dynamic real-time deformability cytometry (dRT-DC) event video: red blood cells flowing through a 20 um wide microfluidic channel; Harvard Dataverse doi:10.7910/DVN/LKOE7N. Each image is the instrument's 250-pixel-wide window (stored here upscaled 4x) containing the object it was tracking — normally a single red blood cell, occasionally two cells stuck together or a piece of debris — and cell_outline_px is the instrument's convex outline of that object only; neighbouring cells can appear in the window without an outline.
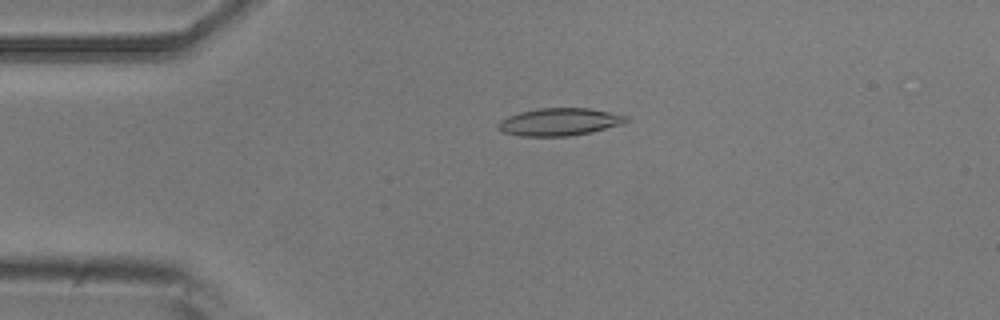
{"species": "common noctule bat (a hibernating species)", "species_latin": "Nyctalus noctula", "temperature_condition": "room temperature", "stored_images_in_passage": 51, "camera_frame_rate_fps": 3000, "um_per_image_px": 0.085, "animal": {"sex": "male", "body_mass_g": 20.5, "forearm_length_mm": 52.5}, "frame": {"image": 1, "passage_image": 11, "time_ms": 3.333, "image_size_px": [1000, 320], "cell_outline_px": [[628, 120], [624, 124], [592, 132], [568, 136], [520, 136], [504, 132], [496, 124], [500, 120], [508, 116], [520, 112], [540, 108], [588, 108], [628, 116]], "centroid_in_image_um": [47.57, 10.36], "position_along_channel_um": 37.4, "area_um2": 20.46}}
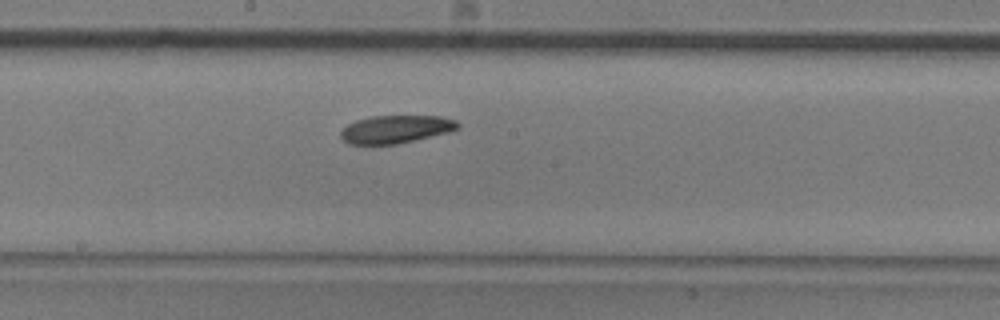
{"frame": {"image": 2, "passage_image": 27, "time_ms": 8.667, "image_size_px": [1000, 320], "cell_outline_px": [[460, 128], [448, 132], [396, 144], [348, 144], [340, 136], [340, 132], [348, 124], [356, 120], [372, 116], [440, 116], [456, 120], [460, 124]], "centroid_in_image_um": [33.65, 10.97], "position_along_channel_um": 214.6, "area_um2": 18.9}}
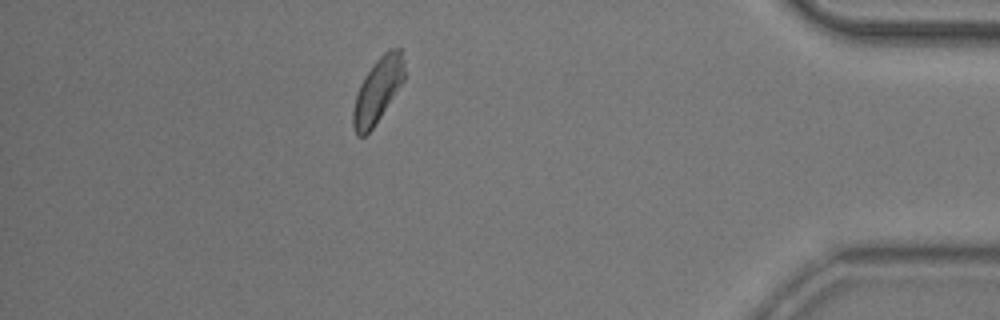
{"frame": {"image": 3, "passage_image": 45, "time_ms": 14.667, "image_size_px": [1000, 320], "cell_outline_px": [[404, 80], [372, 128], [364, 136], [356, 136], [352, 124], [352, 112], [356, 96], [360, 84], [364, 76], [376, 60], [388, 48], [400, 48], [404, 60]], "centroid_in_image_um": [32.09, 7.66], "position_along_channel_um": 403.1, "area_um2": 19.07}, "authors_computed_cell_mechanics": {"area_um2": 19.652, "velocity_mm_per_s": 3.8818, "shape_relaxation_time_tau1_ms": 2.5007, "shape_relaxation_time_tau2_ms": null, "deformation_change_tau1": 0.0993, "deformation_change_tau2": null}}